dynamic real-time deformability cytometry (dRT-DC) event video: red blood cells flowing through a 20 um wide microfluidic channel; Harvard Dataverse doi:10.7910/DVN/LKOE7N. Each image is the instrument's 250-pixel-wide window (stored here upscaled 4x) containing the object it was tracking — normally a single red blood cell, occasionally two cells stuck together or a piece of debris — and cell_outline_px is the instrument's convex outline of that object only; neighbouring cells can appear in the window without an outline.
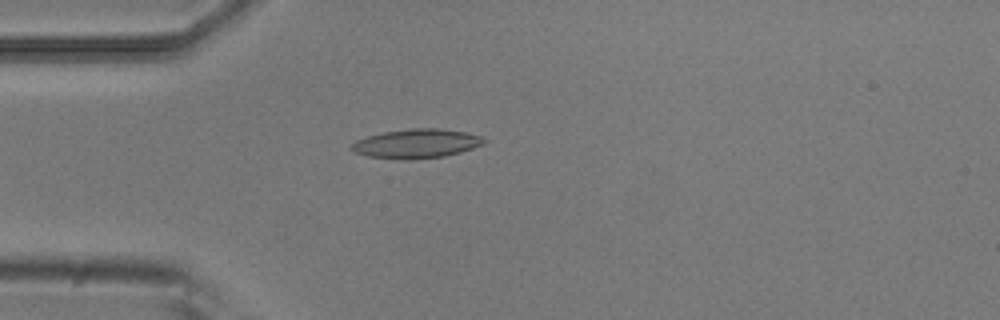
{"species": "common noctule bat (a hibernating species)", "species_latin": "Nyctalus noctula", "temperature_condition": "room temperature", "stored_images_in_passage": 3, "camera_frame_rate_fps": 3000, "um_per_image_px": 0.085, "animal": {"sex": "male", "body_mass_g": 20.5, "forearm_length_mm": 52.5}, "frame": {"image": 1, "passage_image": 3, "time_ms": 0.667, "image_size_px": [1000, 320], "cell_outline_px": [[488, 140], [484, 144], [460, 152], [444, 156], [412, 160], [404, 160], [368, 156], [356, 152], [348, 148], [356, 140], [368, 136], [384, 132], [412, 128], [440, 128], [464, 132], [484, 136]], "centroid_in_image_um": [35.43, 12.2], "position_along_channel_um": 49.6, "area_um2": 22.6}}